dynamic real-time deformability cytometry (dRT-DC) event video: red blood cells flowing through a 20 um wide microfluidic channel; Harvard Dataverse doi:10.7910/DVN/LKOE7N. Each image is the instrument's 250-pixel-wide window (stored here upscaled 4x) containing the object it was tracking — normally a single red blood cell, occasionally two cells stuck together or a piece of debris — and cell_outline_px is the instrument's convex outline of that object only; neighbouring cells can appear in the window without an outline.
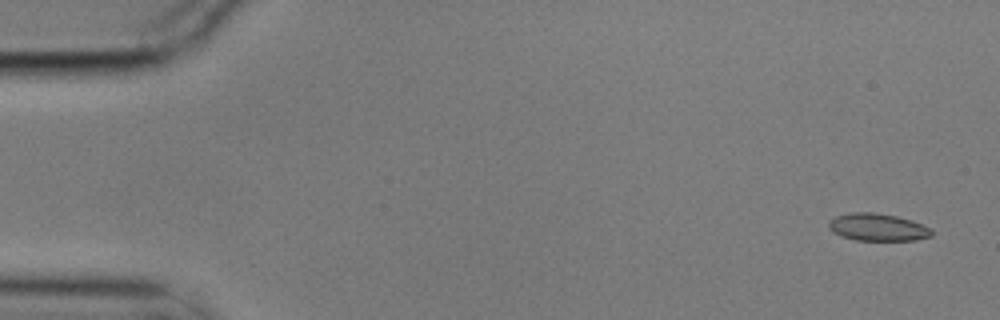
{"species": "common noctule bat (a hibernating species)", "species_latin": "Nyctalus noctula", "temperature_condition": "cold", "stored_images_in_passage": 4, "camera_frame_rate_fps": 3000, "um_per_image_px": 0.085, "animal": {"sex": "male", "body_mass_g": 17.9}, "frame": {"image": 1, "passage_image": 1, "time_ms": 0.0, "image_size_px": [1000, 320], "cell_outline_px": [[932, 236], [916, 240], [856, 240], [840, 236], [832, 232], [828, 228], [828, 220], [836, 216], [848, 212], [876, 212], [896, 216], [912, 220], [932, 228]], "centroid_in_image_um": [74.58, 19.3], "position_along_channel_um": 10.4, "area_um2": 16.7}}
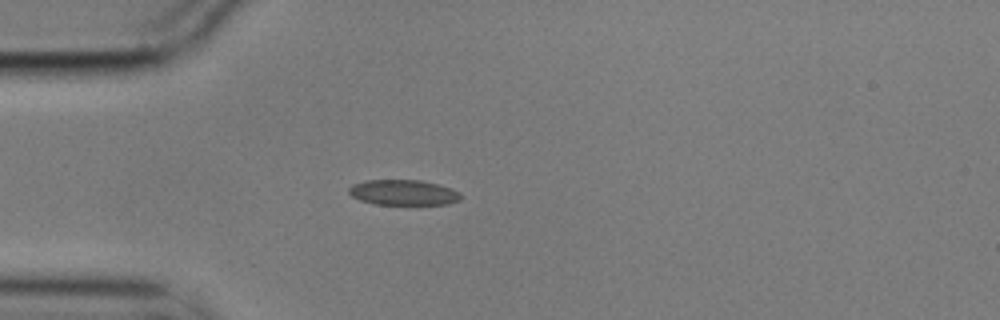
{"frame": {"image": 2, "passage_image": 4, "time_ms": 1.0, "image_size_px": [1000, 320], "cell_outline_px": [[460, 200], [448, 204], [376, 204], [360, 200], [352, 196], [348, 192], [348, 188], [352, 184], [364, 180], [420, 180], [440, 184], [452, 188], [460, 192]], "centroid_in_image_um": [34.28, 16.35], "position_along_channel_um": 50.7, "area_um2": 16.65}}